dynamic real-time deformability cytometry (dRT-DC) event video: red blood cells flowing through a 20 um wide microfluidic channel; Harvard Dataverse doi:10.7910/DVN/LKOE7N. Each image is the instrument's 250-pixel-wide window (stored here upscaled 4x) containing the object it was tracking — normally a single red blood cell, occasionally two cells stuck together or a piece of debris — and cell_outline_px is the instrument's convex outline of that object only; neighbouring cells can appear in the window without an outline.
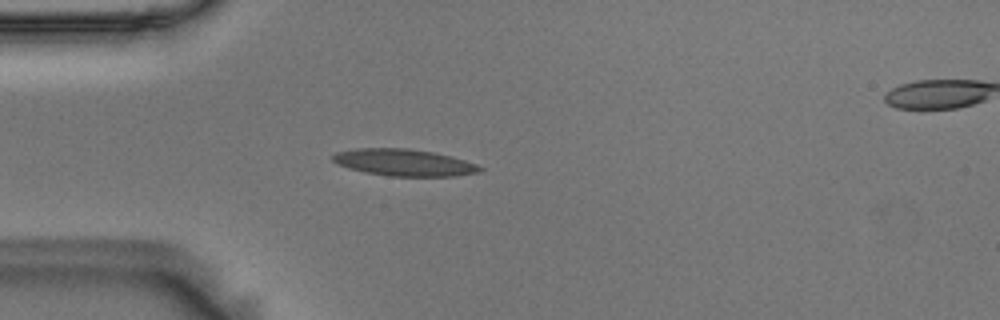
{"species": "Egyptian fruit bat (a non-hibernating species)", "species_latin": "Rousettus aegyptiacus", "temperature_condition": "room temperature", "stored_images_in_passage": 37, "camera_frame_rate_fps": 3000, "um_per_image_px": 0.085, "animal": {"sex": "male"}, "frame": {"image": 1, "passage_image": 1, "time_ms": 0.0, "image_size_px": [1000, 320], "cell_outline_px": [[484, 168], [480, 172], [456, 176], [388, 176], [364, 172], [348, 168], [336, 164], [332, 160], [332, 156], [336, 152], [356, 148], [408, 148], [432, 152], [452, 156], [476, 164]], "centroid_in_image_um": [34.32, 13.81], "position_along_channel_um": 50.7, "area_um2": 23.12}}
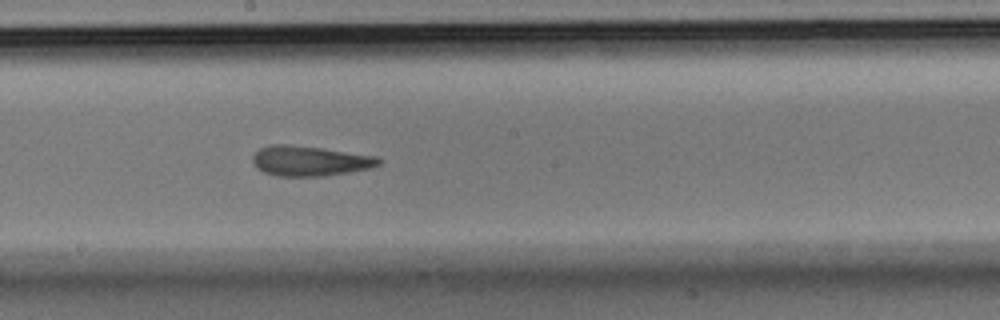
{"frame": {"image": 2, "passage_image": 16, "time_ms": 5.0, "image_size_px": [1000, 320], "cell_outline_px": [[384, 160], [380, 164], [368, 168], [348, 172], [324, 176], [276, 176], [264, 172], [252, 160], [252, 156], [260, 148], [268, 144], [288, 144], [320, 148], [376, 156]], "centroid_in_image_um": [26.33, 13.67], "position_along_channel_um": 221.9, "area_um2": 21.91}}
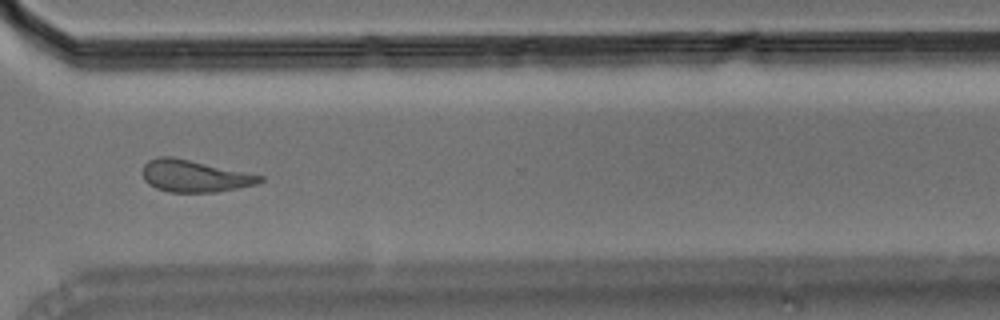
{"frame": {"image": 3, "passage_image": 27, "time_ms": 8.667, "image_size_px": [1000, 320], "cell_outline_px": [[264, 180], [256, 184], [216, 192], [168, 192], [156, 188], [148, 184], [144, 180], [144, 164], [148, 160], [156, 156], [172, 156], [264, 176]], "centroid_in_image_um": [16.51, 14.96], "position_along_channel_um": 354.1, "area_um2": 21.73}, "authors_computed_cell_mechanics": {"area_um2": 21.7328, "velocity_mm_per_s": 3.6084, "shape_relaxation_time_tau1_ms": null, "shape_relaxation_time_tau2_ms": 2.2259, "deformation_change_tau1": null, "deformation_change_tau2": 0.1113}}